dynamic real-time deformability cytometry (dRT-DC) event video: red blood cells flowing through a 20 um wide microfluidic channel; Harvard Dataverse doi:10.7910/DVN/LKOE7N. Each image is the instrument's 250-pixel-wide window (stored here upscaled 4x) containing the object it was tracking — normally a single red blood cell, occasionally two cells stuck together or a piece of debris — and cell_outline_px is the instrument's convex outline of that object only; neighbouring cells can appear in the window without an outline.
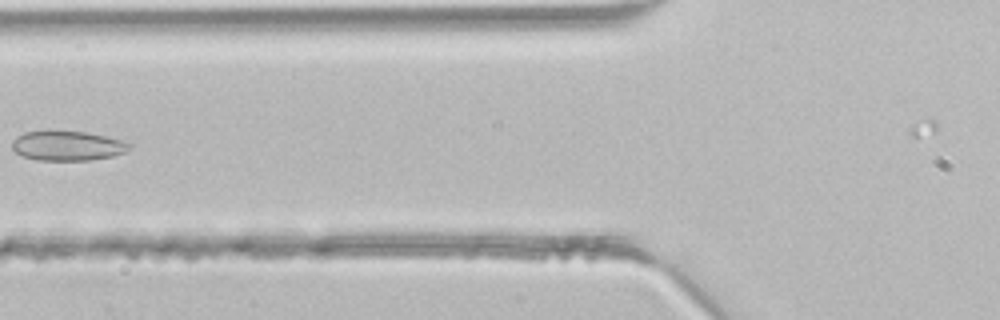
{"species": "common noctule bat (a hibernating species)", "species_latin": "Nyctalus noctula", "temperature_condition": "room temperature", "stored_images_in_passage": 5, "camera_frame_rate_fps": 3000, "um_per_image_px": 0.085, "animal": {"sex": "male", "body_mass_g": 21.5, "forearm_length_mm": 52.0}, "frame": {"image": 1, "passage_image": 5, "time_ms": 1.333, "image_size_px": [1000, 320], "cell_outline_px": [[132, 148], [124, 152], [112, 156], [88, 160], [36, 160], [24, 156], [16, 152], [12, 148], [12, 140], [16, 136], [24, 132], [88, 132], [120, 140], [132, 144]], "centroid_in_image_um": [5.73, 12.4], "position_along_channel_um": 120.1, "area_um2": 19.94}}